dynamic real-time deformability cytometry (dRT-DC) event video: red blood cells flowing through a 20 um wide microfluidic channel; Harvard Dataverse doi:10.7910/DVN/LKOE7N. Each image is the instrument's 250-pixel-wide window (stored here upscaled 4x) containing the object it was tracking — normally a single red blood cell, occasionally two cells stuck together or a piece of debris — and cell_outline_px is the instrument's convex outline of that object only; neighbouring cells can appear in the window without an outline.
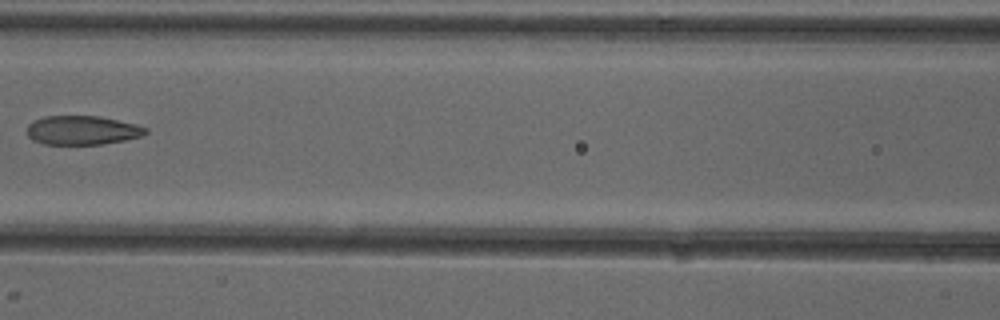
{"species": "common noctule bat (a hibernating species)", "species_latin": "Nyctalus noctula", "temperature_condition": "cold", "stored_images_in_passage": 7, "camera_frame_rate_fps": 3000, "um_per_image_px": 0.085, "animal": {"sex": "female"}, "frame": {"image": 1, "passage_image": 7, "time_ms": 7.0, "image_size_px": [1000, 320], "cell_outline_px": [[148, 132], [140, 136], [124, 140], [100, 144], [44, 144], [32, 140], [28, 136], [28, 124], [32, 120], [44, 116], [100, 116], [136, 124], [148, 128]], "centroid_in_image_um": [6.97, 11.06], "position_along_channel_um": 159.6, "area_um2": 20.06}}